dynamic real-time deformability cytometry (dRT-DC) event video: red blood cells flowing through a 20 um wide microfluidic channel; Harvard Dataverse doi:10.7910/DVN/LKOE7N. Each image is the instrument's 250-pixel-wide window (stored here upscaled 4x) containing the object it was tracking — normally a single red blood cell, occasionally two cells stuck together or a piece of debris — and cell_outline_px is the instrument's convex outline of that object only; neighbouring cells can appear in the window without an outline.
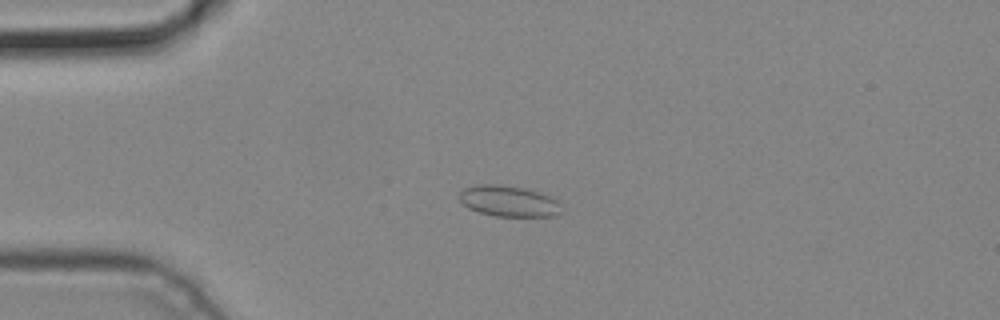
{"species": "common noctule bat (a hibernating species)", "species_latin": "Nyctalus noctula", "temperature_condition": "cold", "stored_images_in_passage": 6, "camera_frame_rate_fps": 3000, "um_per_image_px": 0.085, "animal": {"sex": "male", "body_mass_g": 19.2, "forearm_length_mm": 51.8}, "frame": {"image": 1, "passage_image": 3, "time_ms": 0.667, "image_size_px": [1000, 320], "cell_outline_px": [[564, 212], [556, 216], [496, 216], [480, 212], [468, 208], [460, 200], [460, 192], [464, 188], [476, 184], [500, 184], [540, 192], [556, 200]], "centroid_in_image_um": [43.25, 17.1], "position_along_channel_um": 41.8, "area_um2": 18.32}}
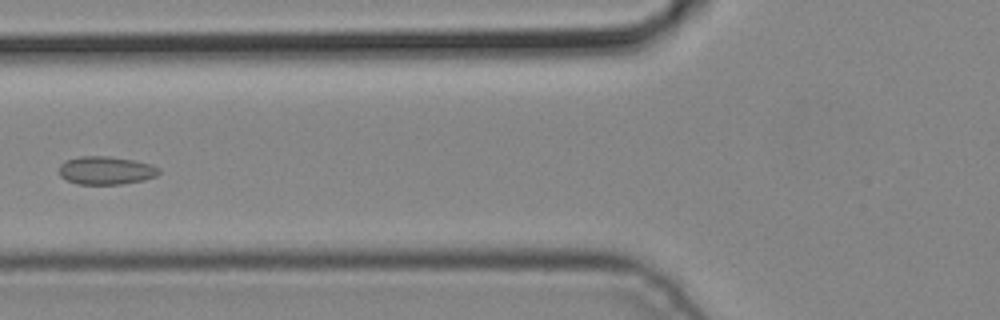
{"frame": {"image": 2, "passage_image": 5, "time_ms": 1.333, "image_size_px": [1000, 320], "cell_outline_px": [[160, 172], [156, 176], [144, 180], [120, 184], [76, 184], [60, 176], [60, 164], [64, 160], [80, 156], [108, 156], [132, 160], [152, 164], [160, 168]], "centroid_in_image_um": [9.01, 14.48], "position_along_channel_um": 116.8, "area_um2": 16.42}}
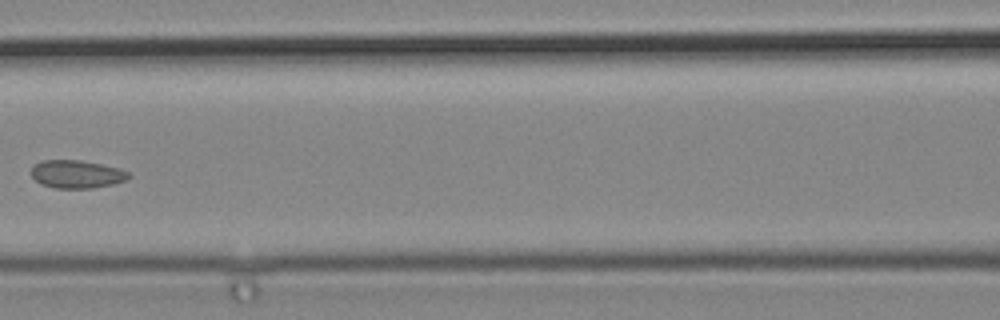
{"frame": {"image": 3, "passage_image": 6, "time_ms": 1.667, "image_size_px": [1000, 320], "cell_outline_px": [[132, 176], [128, 180], [112, 184], [92, 188], [56, 188], [40, 184], [32, 176], [32, 168], [40, 160], [80, 160], [120, 168], [128, 172]], "centroid_in_image_um": [6.55, 14.8], "position_along_channel_um": 160.1, "area_um2": 15.9}}